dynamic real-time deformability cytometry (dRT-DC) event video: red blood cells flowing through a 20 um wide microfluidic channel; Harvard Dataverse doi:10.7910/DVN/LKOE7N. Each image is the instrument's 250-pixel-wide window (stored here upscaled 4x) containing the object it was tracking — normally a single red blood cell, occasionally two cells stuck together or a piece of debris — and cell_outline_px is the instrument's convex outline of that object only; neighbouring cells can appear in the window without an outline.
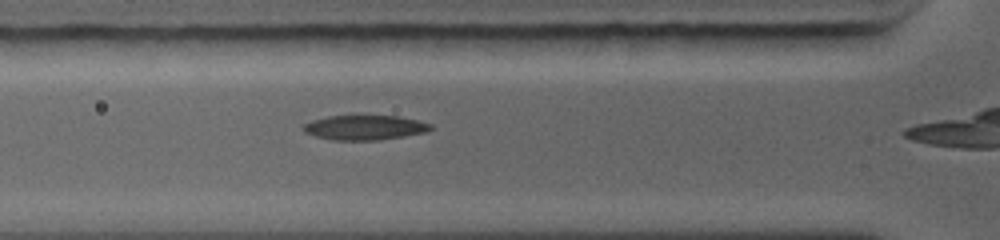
{"species": "common noctule bat (a hibernating species)", "species_latin": "Nyctalus noctula", "temperature_condition": "warm", "stored_images_in_passage": 3, "camera_frame_rate_fps": 5000, "um_per_image_px": 0.085, "animal": {"sex": "female", "body_mass_g": 19.0, "forearm_length_mm": 56.7}, "frame": {"image": 1, "passage_image": 3, "time_ms": 1.8, "image_size_px": [1000, 240], "cell_outline_px": [[432, 128], [424, 132], [404, 136], [380, 140], [332, 140], [316, 136], [304, 132], [300, 128], [304, 124], [312, 120], [328, 116], [400, 116], [432, 124]], "centroid_in_image_um": [30.96, 10.84], "position_along_channel_um": 94.8, "area_um2": 18.26}}